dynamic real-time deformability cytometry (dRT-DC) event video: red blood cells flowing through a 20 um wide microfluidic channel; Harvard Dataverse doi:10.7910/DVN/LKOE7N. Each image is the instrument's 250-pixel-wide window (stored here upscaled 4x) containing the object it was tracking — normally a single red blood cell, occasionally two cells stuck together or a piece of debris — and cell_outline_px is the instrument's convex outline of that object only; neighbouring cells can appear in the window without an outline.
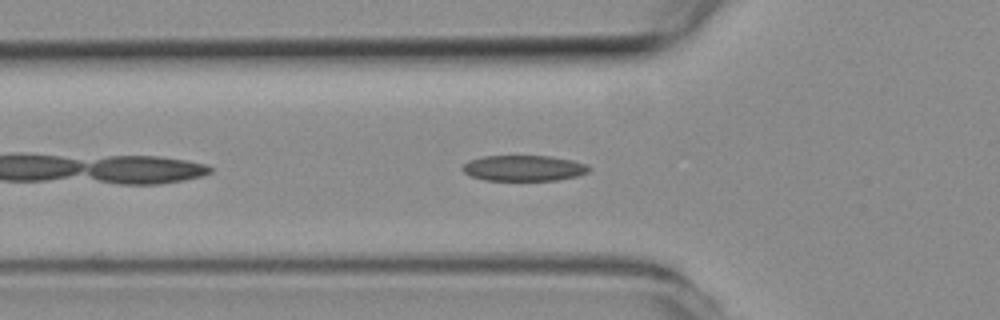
{"species": "common noctule bat (a hibernating species)", "species_latin": "Nyctalus noctula", "temperature_condition": "room temperature", "stored_images_in_passage": 42, "camera_frame_rate_fps": 3000, "um_per_image_px": 0.085, "animal": {"sex": "female", "body_mass_g": 19.3, "forearm_length_mm": 54.1}, "frame": {"image": 1, "passage_image": 5, "time_ms": 1.333, "image_size_px": [1000, 320], "cell_outline_px": [[592, 168], [588, 172], [576, 176], [556, 180], [484, 180], [472, 176], [464, 172], [460, 168], [468, 160], [484, 156], [548, 156], [572, 160], [588, 164]], "centroid_in_image_um": [44.52, 14.29], "position_along_channel_um": 81.3, "area_um2": 18.96}}
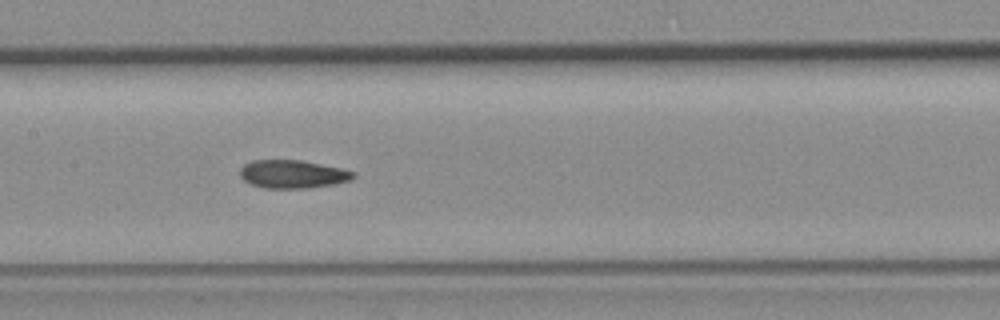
{"frame": {"image": 2, "passage_image": 13, "time_ms": 4.0, "image_size_px": [1000, 320], "cell_outline_px": [[356, 176], [352, 180], [332, 184], [308, 188], [264, 188], [248, 184], [240, 176], [240, 168], [244, 164], [252, 160], [300, 160], [340, 168], [356, 172]], "centroid_in_image_um": [24.85, 14.8], "position_along_channel_um": 182.5, "area_um2": 18.67}}
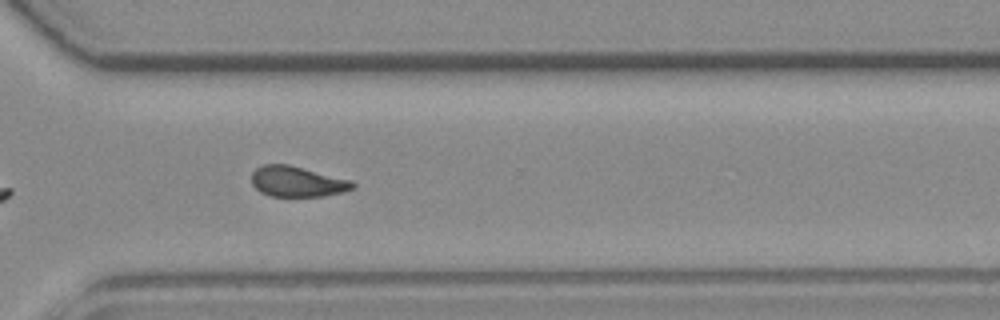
{"frame": {"image": 3, "passage_image": 26, "time_ms": 8.333, "image_size_px": [1000, 320], "cell_outline_px": [[356, 188], [344, 192], [324, 196], [268, 196], [260, 192], [252, 184], [252, 172], [256, 168], [264, 164], [288, 164], [352, 180], [356, 184]], "centroid_in_image_um": [25.29, 15.44], "position_along_channel_um": 345.3, "area_um2": 18.15}}